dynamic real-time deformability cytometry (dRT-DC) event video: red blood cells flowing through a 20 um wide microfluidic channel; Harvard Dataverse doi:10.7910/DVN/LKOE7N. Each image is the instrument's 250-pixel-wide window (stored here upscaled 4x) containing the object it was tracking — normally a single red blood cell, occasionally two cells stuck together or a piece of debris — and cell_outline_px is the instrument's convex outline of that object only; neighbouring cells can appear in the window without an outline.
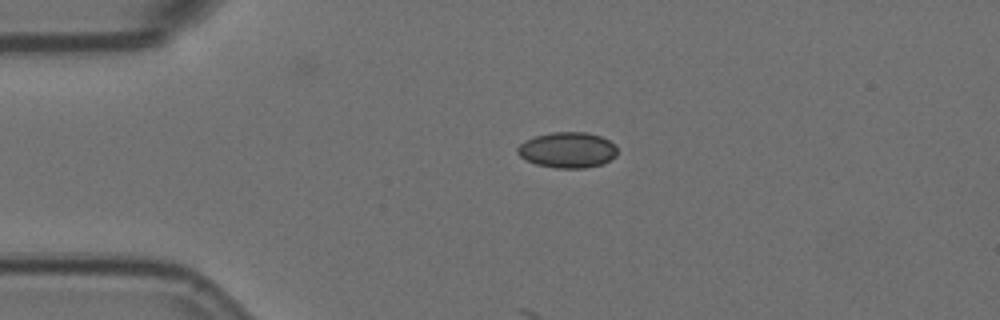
{"species": "Egyptian fruit bat (a non-hibernating species)", "species_latin": "Rousettus aegyptiacus", "temperature_condition": "room temperature", "stored_images_in_passage": 2, "camera_frame_rate_fps": 3000, "um_per_image_px": 0.085, "animal": {"sex": "female"}, "frame": {"image": 1, "passage_image": 1, "time_ms": 0.0, "image_size_px": [1000, 320], "cell_outline_px": [[616, 156], [604, 164], [584, 168], [556, 168], [536, 164], [524, 160], [516, 152], [516, 148], [524, 140], [536, 136], [552, 132], [584, 132], [600, 136], [608, 140], [616, 148]], "centroid_in_image_um": [48.2, 12.76], "position_along_channel_um": 36.8, "area_um2": 20.81}}